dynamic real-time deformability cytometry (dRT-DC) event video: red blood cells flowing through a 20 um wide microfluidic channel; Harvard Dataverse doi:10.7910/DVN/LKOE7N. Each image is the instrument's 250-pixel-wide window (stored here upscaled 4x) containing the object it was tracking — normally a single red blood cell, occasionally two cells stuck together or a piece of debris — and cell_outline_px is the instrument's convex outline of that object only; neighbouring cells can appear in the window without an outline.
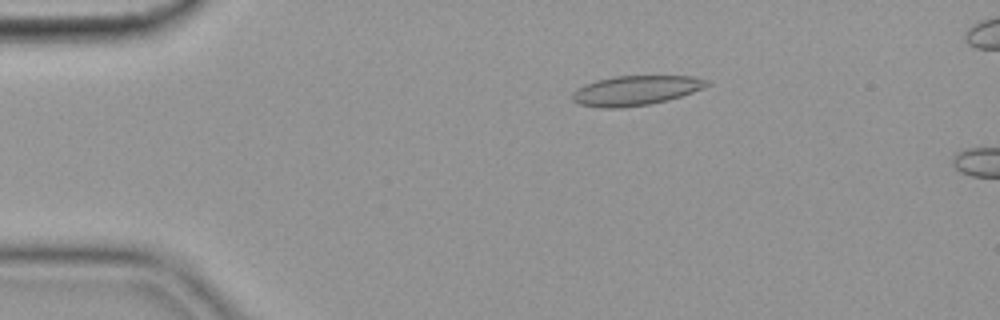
{"species": "common noctule bat (a hibernating species)", "species_latin": "Nyctalus noctula", "temperature_condition": "cold", "stored_images_in_passage": 4, "camera_frame_rate_fps": 3000, "um_per_image_px": 0.085, "animal": {"sex": "female", "body_mass_g": 19.9}, "frame": {"image": 1, "passage_image": 1, "time_ms": 0.0, "image_size_px": [1000, 320], "cell_outline_px": [[712, 84], [704, 88], [668, 100], [648, 104], [620, 108], [600, 108], [580, 104], [572, 100], [572, 92], [576, 88], [584, 84], [596, 80], [612, 76], [692, 76], [708, 80]], "centroid_in_image_um": [54.01, 7.68], "position_along_channel_um": 31.0, "area_um2": 23.41}}